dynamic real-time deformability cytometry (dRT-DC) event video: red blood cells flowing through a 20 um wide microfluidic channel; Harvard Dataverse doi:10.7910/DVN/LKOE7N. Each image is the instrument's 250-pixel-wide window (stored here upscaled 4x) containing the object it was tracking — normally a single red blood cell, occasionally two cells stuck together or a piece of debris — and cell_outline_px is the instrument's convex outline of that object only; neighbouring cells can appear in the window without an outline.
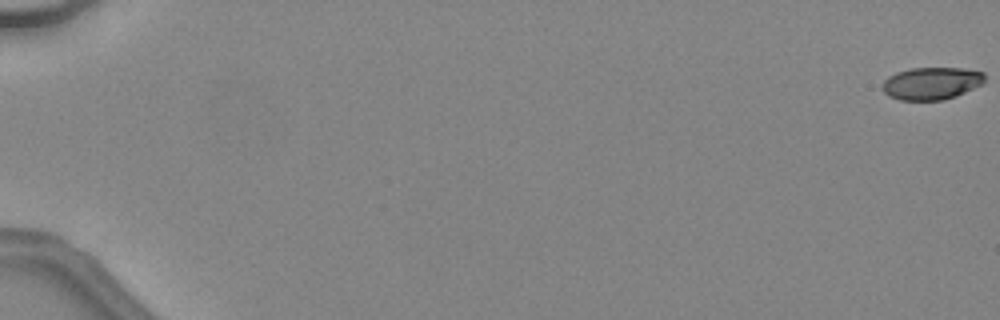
{"species": "common noctule bat (a hibernating species)", "species_latin": "Nyctalus noctula", "temperature_condition": "warm", "stored_images_in_passage": 48, "camera_frame_rate_fps": 3000, "um_per_image_px": 0.085, "animal": {"sex": "female", "body_mass_g": 24.6, "forearm_length_mm": 56.2}, "frame": {"image": 1, "passage_image": 1, "time_ms": 0.0, "image_size_px": [1000, 320], "cell_outline_px": [[984, 80], [980, 84], [956, 96], [944, 100], [900, 100], [888, 96], [884, 92], [884, 80], [888, 76], [896, 72], [912, 68], [960, 68], [984, 72]], "centroid_in_image_um": [79.15, 7.08], "position_along_channel_um": 5.8, "area_um2": 19.13}}
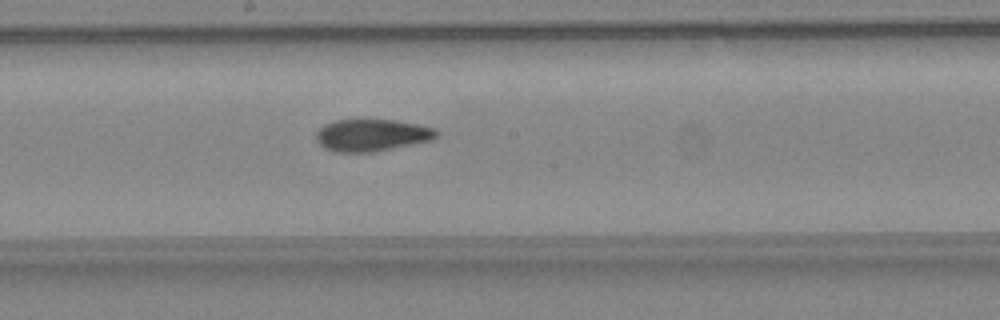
{"frame": {"image": 2, "passage_image": 29, "time_ms": 9.333, "image_size_px": [1000, 320], "cell_outline_px": [[440, 132], [432, 140], [372, 152], [332, 152], [324, 148], [316, 140], [316, 132], [324, 124], [336, 120], [392, 120], [416, 124], [436, 128]], "centroid_in_image_um": [31.58, 11.49], "position_along_channel_um": 216.6, "area_um2": 22.43}}
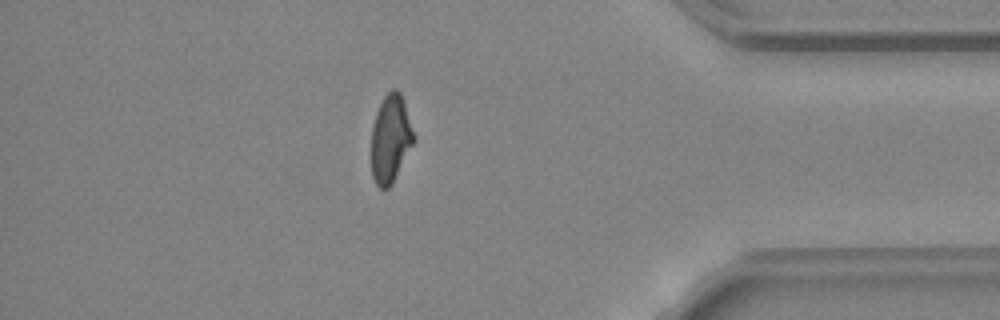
{"frame": {"image": 3, "passage_image": 43, "time_ms": 14.0, "image_size_px": [1000, 320], "cell_outline_px": [[416, 140], [392, 184], [388, 188], [380, 188], [376, 184], [372, 176], [372, 128], [376, 112], [384, 96], [392, 88], [396, 88], [400, 92], [404, 100], [416, 136]], "centroid_in_image_um": [33.23, 11.77], "position_along_channel_um": 402.0, "area_um2": 21.96}, "authors_computed_cell_mechanics": {"area_um2": 22.1085, "velocity_mm_per_s": 4.5473, "shape_relaxation_time_tau1_ms": 6.5873, "shape_relaxation_time_tau2_ms": 2.1202, "deformation_change_tau1": 0.2134, "deformation_change_tau2": 0.0689}}